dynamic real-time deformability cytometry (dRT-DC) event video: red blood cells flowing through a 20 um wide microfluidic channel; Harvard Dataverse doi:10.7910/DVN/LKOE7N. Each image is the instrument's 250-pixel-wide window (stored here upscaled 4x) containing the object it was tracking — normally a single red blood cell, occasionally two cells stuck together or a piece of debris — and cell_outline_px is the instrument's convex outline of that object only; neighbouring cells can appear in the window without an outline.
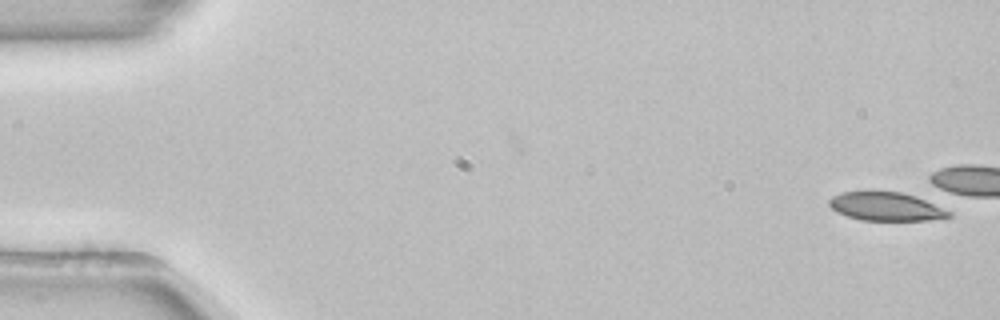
{"species": "common noctule bat (a hibernating species)", "species_latin": "Nyctalus noctula", "temperature_condition": "room temperature", "stored_images_in_passage": 5, "camera_frame_rate_fps": 3000, "um_per_image_px": 0.085, "animal": {"sex": "female", "body_mass_g": 22.7, "forearm_length_mm": 54.2}, "frame": {"image": 1, "passage_image": 1, "time_ms": 0.0, "image_size_px": [1000, 320], "cell_outline_px": [[952, 216], [928, 220], [860, 220], [836, 212], [828, 204], [828, 200], [832, 196], [844, 192], [868, 188], [872, 188], [904, 192], [916, 196], [952, 212]], "centroid_in_image_um": [75.25, 17.5], "position_along_channel_um": 9.7, "area_um2": 20.63}}